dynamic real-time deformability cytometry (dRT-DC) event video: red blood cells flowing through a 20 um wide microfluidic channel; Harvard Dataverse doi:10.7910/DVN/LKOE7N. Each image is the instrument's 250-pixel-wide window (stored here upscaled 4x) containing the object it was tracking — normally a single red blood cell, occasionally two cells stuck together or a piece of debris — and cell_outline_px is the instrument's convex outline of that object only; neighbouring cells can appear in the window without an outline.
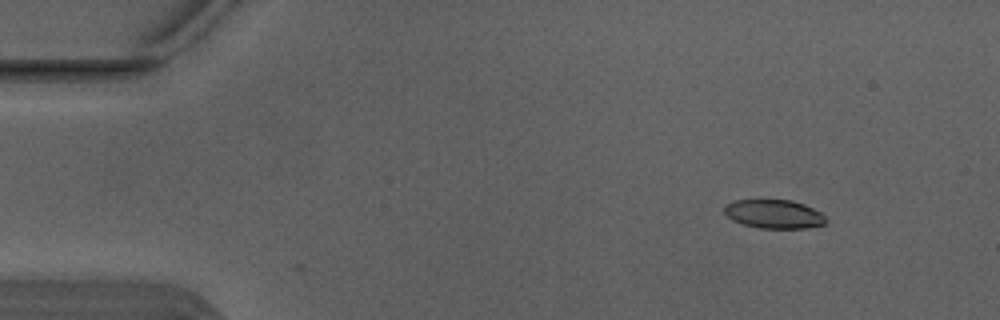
{"species": "Egyptian fruit bat (a non-hibernating species)", "species_latin": "Rousettus aegyptiacus", "temperature_condition": "warm", "stored_images_in_passage": 6, "camera_frame_rate_fps": 3000, "um_per_image_px": 0.085, "animal": {"sex": "male"}, "frame": {"image": 1, "passage_image": 2, "time_ms": 0.333, "image_size_px": [1000, 320], "cell_outline_px": [[824, 224], [808, 228], [760, 228], [744, 224], [732, 220], [724, 212], [724, 204], [732, 200], [792, 200], [804, 204], [820, 212], [824, 216]], "centroid_in_image_um": [65.75, 18.18], "position_along_channel_um": 19.3, "area_um2": 16.94}}
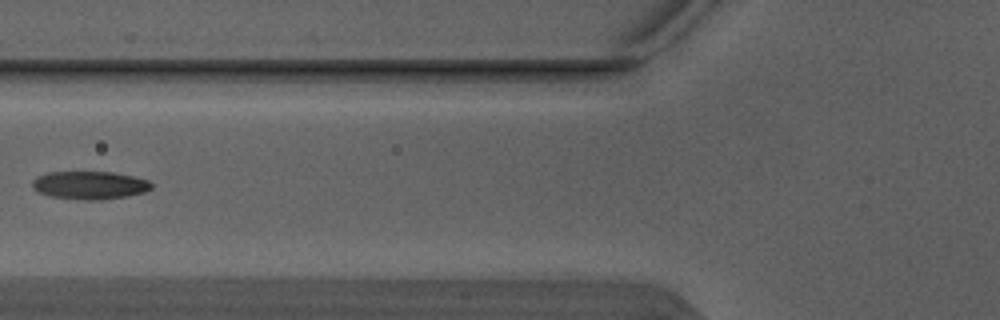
{"frame": {"image": 2, "passage_image": 6, "time_ms": 1.667, "image_size_px": [1000, 320], "cell_outline_px": [[152, 188], [144, 192], [128, 196], [100, 200], [88, 200], [48, 196], [32, 188], [32, 180], [36, 176], [48, 172], [112, 172], [132, 176], [148, 180], [152, 184]], "centroid_in_image_um": [7.61, 15.74], "position_along_channel_um": 118.2, "area_um2": 19.48}}